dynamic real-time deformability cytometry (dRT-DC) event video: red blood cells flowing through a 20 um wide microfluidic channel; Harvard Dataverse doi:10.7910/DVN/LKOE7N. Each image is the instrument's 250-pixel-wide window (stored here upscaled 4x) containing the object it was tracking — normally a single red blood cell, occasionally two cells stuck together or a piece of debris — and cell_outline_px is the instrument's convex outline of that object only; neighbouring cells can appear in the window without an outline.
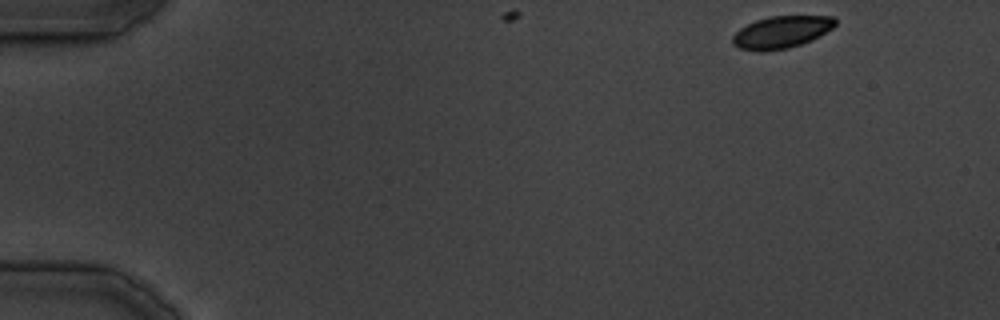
{"species": "common noctule bat (a hibernating species)", "species_latin": "Nyctalus noctula", "temperature_condition": "cold", "stored_images_in_passage": 5, "camera_frame_rate_fps": 3000, "um_per_image_px": 0.085, "animal": {"sex": "male", "body_mass_g": 19.5, "forearm_length_mm": 54.6}, "frame": {"image": 1, "passage_image": 1, "time_ms": 0.0, "image_size_px": [1000, 320], "cell_outline_px": [[836, 24], [832, 28], [820, 36], [812, 40], [788, 48], [764, 52], [756, 52], [740, 48], [732, 44], [732, 36], [740, 28], [756, 20], [768, 16], [836, 16]], "centroid_in_image_um": [66.41, 2.74], "position_along_channel_um": 18.6, "area_um2": 19.42}}